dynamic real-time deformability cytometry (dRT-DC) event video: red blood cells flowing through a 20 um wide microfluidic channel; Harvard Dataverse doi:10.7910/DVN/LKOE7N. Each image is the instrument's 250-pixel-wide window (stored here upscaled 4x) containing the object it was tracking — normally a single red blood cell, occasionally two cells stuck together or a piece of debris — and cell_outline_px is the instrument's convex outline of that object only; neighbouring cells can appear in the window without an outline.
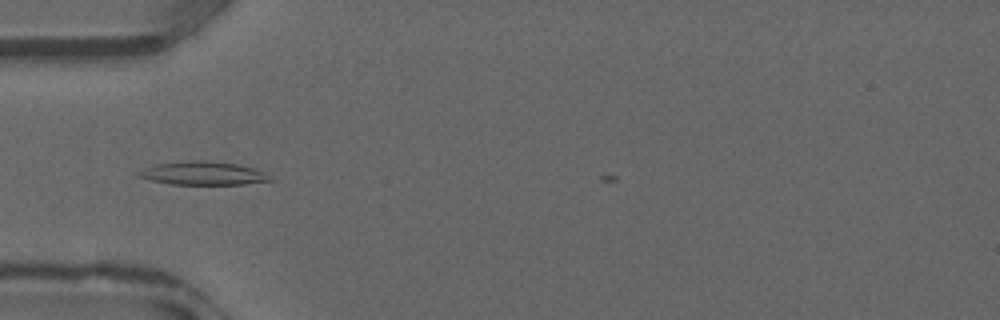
{"species": "common noctule bat (a hibernating species)", "species_latin": "Nyctalus noctula", "temperature_condition": "warm", "stored_images_in_passage": 3, "camera_frame_rate_fps": 3000, "um_per_image_px": 0.085, "animal": {"sex": "male", "forearm_length_mm": 52.5}, "frame": {"image": 1, "passage_image": 1, "time_ms": 0.0, "image_size_px": [1000, 320], "cell_outline_px": [[272, 180], [240, 184], [172, 184], [152, 180], [140, 176], [152, 168], [160, 164], [236, 164], [252, 168], [260, 172]], "centroid_in_image_um": [17.39, 14.81], "position_along_channel_um": 67.6, "area_um2": 15.37}}